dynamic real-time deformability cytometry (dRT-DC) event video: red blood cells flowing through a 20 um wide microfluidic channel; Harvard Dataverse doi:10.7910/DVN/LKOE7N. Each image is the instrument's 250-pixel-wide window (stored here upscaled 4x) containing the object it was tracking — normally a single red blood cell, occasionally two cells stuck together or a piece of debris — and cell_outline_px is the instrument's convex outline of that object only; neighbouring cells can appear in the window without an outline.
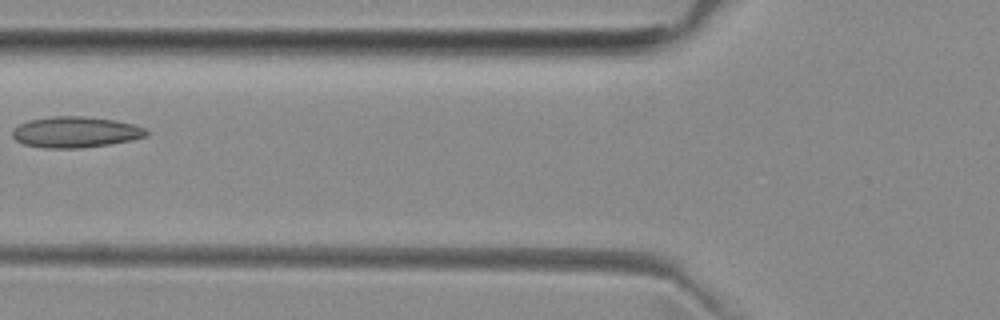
{"species": "common noctule bat (a hibernating species)", "species_latin": "Nyctalus noctula", "temperature_condition": "room temperature", "stored_images_in_passage": 2, "camera_frame_rate_fps": 3000, "um_per_image_px": 0.085, "animal": {"sex": "female", "body_mass_g": 29.2, "forearm_length_mm": 56.3}, "frame": {"image": 1, "passage_image": 2, "time_ms": 1.333, "image_size_px": [1000, 320], "cell_outline_px": [[148, 136], [132, 140], [112, 144], [80, 148], [44, 148], [24, 144], [16, 140], [12, 136], [12, 128], [28, 120], [52, 116], [84, 116], [116, 120], [132, 124], [144, 128], [148, 132]], "centroid_in_image_um": [6.41, 11.23], "position_along_channel_um": 119.4, "area_um2": 24.33}}